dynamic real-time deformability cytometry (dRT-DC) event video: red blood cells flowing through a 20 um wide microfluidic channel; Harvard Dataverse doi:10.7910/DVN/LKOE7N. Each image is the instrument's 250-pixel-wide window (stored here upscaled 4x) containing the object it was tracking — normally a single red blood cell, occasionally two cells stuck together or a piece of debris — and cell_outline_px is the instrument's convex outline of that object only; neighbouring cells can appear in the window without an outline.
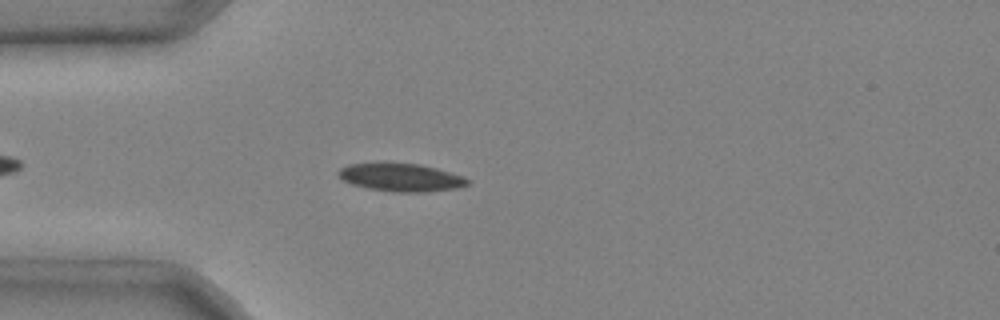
{"species": "common noctule bat (a hibernating species)", "species_latin": "Nyctalus noctula", "temperature_condition": "cold", "stored_images_in_passage": 3, "camera_frame_rate_fps": 3000, "um_per_image_px": 0.085, "animal": {"sex": "male", "body_mass_g": 20.4}, "frame": {"image": 1, "passage_image": 3, "time_ms": 0.667, "image_size_px": [1000, 320], "cell_outline_px": [[468, 184], [456, 188], [424, 192], [396, 192], [368, 188], [352, 184], [344, 180], [336, 172], [340, 168], [348, 164], [384, 160], [420, 164], [436, 168], [464, 176], [468, 180]], "centroid_in_image_um": [34.02, 15.03], "position_along_channel_um": 51.0, "area_um2": 21.62}}